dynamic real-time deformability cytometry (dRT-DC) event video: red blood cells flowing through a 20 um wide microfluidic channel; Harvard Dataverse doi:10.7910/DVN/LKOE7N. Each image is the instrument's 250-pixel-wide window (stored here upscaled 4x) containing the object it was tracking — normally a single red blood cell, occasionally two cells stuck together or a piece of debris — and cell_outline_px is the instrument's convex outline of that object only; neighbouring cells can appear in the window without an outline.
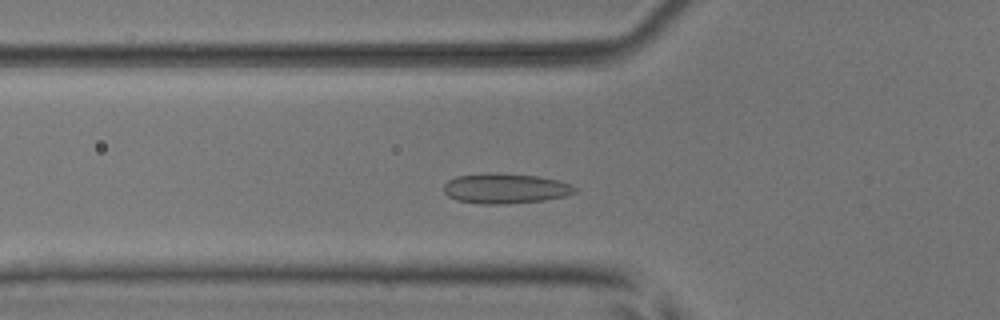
{"species": "common noctule bat (a hibernating species)", "species_latin": "Nyctalus noctula", "temperature_condition": "room temperature", "stored_images_in_passage": 47, "camera_frame_rate_fps": 3000, "um_per_image_px": 0.085, "animal": {"sex": "male", "body_mass_g": 17.9, "forearm_length_mm": 54.2}, "frame": {"image": 1, "passage_image": 13, "time_ms": 4.0, "image_size_px": [1000, 320], "cell_outline_px": [[576, 192], [564, 196], [544, 200], [508, 204], [480, 204], [456, 200], [448, 196], [444, 192], [444, 184], [448, 180], [456, 176], [484, 172], [488, 172], [536, 176], [556, 180], [572, 184], [576, 188]], "centroid_in_image_um": [42.91, 16.02], "position_along_channel_um": 82.9, "area_um2": 23.12}}
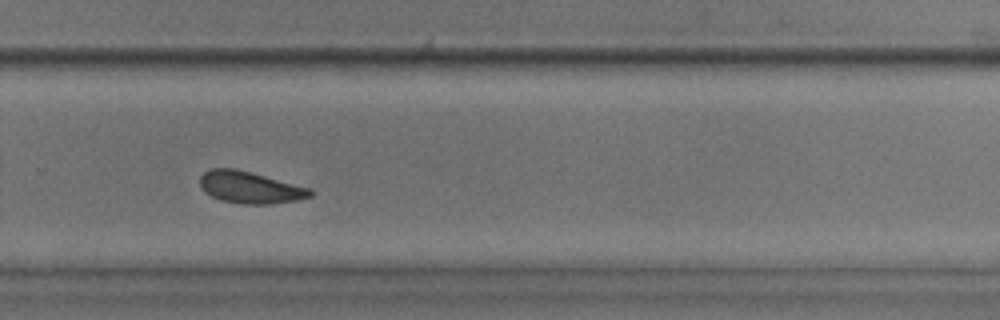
{"frame": {"image": 2, "passage_image": 30, "time_ms": 9.667, "image_size_px": [1000, 320], "cell_outline_px": [[316, 192], [312, 196], [296, 200], [272, 204], [244, 204], [220, 200], [204, 192], [200, 188], [200, 176], [208, 168], [236, 168], [312, 188]], "centroid_in_image_um": [21.27, 15.92], "position_along_channel_um": 308.5, "area_um2": 20.81}}
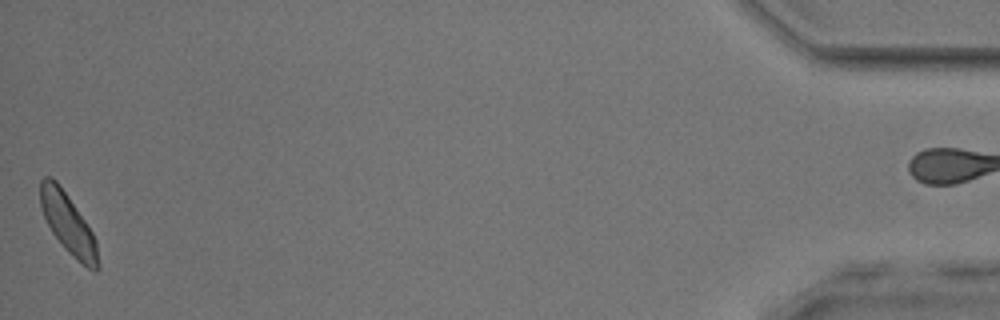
{"frame": {"image": 3, "passage_image": 46, "time_ms": 15.0, "image_size_px": [1000, 320], "cell_outline_px": [[100, 268], [96, 272], [88, 268], [76, 260], [64, 248], [52, 232], [44, 216], [40, 204], [40, 180], [44, 176], [48, 176], [56, 180], [84, 220], [92, 232], [96, 240], [100, 264]], "centroid_in_image_um": [5.8, 19.06], "position_along_channel_um": 429.4, "area_um2": 20.0}}